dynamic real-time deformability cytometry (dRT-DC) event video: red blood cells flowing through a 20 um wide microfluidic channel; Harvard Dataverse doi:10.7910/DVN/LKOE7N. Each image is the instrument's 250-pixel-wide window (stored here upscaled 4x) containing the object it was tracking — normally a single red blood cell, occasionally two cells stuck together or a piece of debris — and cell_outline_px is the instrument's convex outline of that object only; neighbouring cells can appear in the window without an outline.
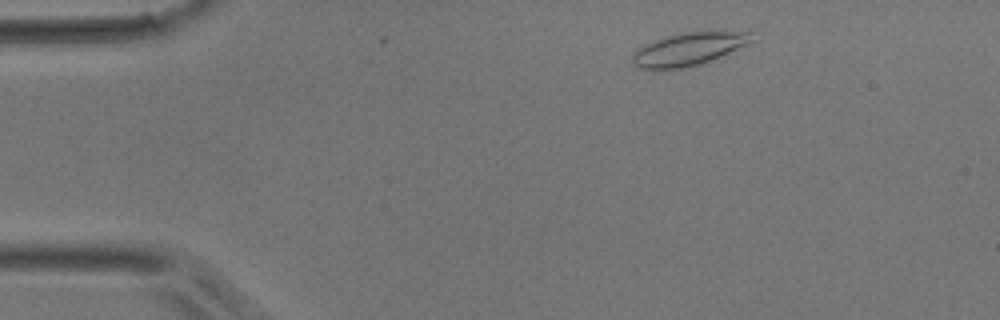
{"species": "common noctule bat (a hibernating species)", "species_latin": "Nyctalus noctula", "temperature_condition": "room temperature", "stored_images_in_passage": 45, "camera_frame_rate_fps": 3000, "um_per_image_px": 0.085, "animal": {"sex": "male", "body_mass_g": 17.9}, "frame": {"image": 1, "passage_image": 4, "time_ms": 1.0, "image_size_px": [1000, 320], "cell_outline_px": [[752, 40], [748, 44], [720, 56], [700, 64], [684, 68], [652, 72], [636, 68], [632, 64], [632, 52], [644, 44], [652, 40], [684, 32], [752, 32]], "centroid_in_image_um": [58.39, 4.22], "position_along_channel_um": 26.6, "area_um2": 23.18}}
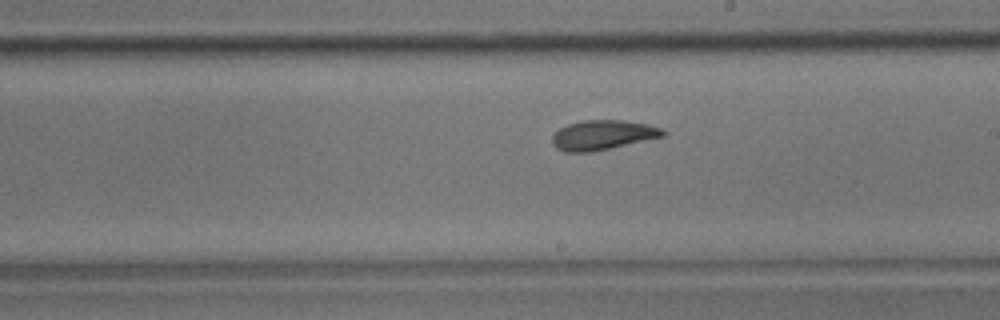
{"frame": {"image": 2, "passage_image": 24, "time_ms": 7.667, "image_size_px": [1000, 320], "cell_outline_px": [[668, 132], [664, 136], [592, 152], [564, 152], [556, 148], [552, 144], [552, 136], [560, 128], [568, 124], [580, 120], [624, 120], [648, 124], [664, 128]], "centroid_in_image_um": [51.25, 11.47], "position_along_channel_um": 237.8, "area_um2": 19.31}}
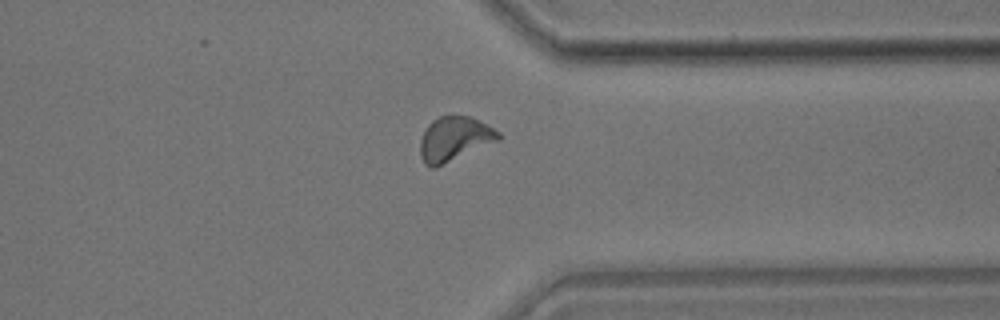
{"frame": {"image": 3, "passage_image": 34, "time_ms": 11.0, "image_size_px": [1000, 320], "cell_outline_px": [[500, 140], [436, 168], [432, 168], [424, 164], [420, 156], [420, 140], [428, 124], [432, 120], [440, 116], [468, 116], [500, 132]], "centroid_in_image_um": [38.59, 11.84], "position_along_channel_um": 372.8, "area_um2": 20.17}}